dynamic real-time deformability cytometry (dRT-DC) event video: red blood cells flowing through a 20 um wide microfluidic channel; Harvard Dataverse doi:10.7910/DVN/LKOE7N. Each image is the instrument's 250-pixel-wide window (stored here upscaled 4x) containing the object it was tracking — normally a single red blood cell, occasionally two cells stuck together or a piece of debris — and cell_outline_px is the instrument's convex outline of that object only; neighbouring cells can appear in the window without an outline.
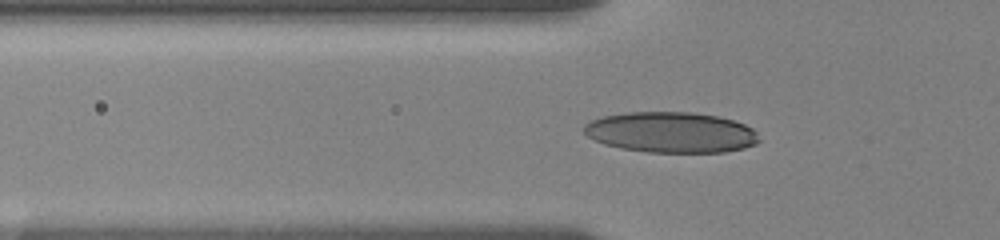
{"species": "human", "species_latin": "Homo sapiens", "temperature_condition": "room temperature", "stored_images_in_passage": 74, "camera_frame_rate_fps": 3000, "um_per_image_px": 0.085, "donor": {"sex": "female"}, "frame": {"image": 1, "passage_image": 2, "time_ms": 0.333, "image_size_px": [1000, 240], "cell_outline_px": [[760, 140], [756, 144], [744, 148], [724, 152], [648, 152], [620, 148], [604, 144], [588, 136], [584, 132], [584, 124], [592, 120], [604, 116], [628, 112], [692, 112], [716, 116], [732, 120], [744, 124], [752, 128], [756, 132]], "centroid_in_image_um": [57.05, 11.25], "position_along_channel_um": 68.8, "area_um2": 41.38}}
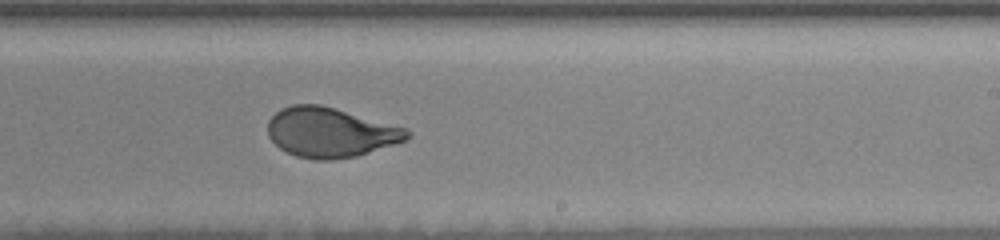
{"frame": {"image": 2, "passage_image": 43, "time_ms": 5.667, "image_size_px": [1000, 240], "cell_outline_px": [[412, 136], [408, 140], [356, 156], [332, 160], [316, 160], [296, 156], [280, 148], [268, 136], [268, 120], [280, 108], [292, 104], [320, 104], [408, 128], [412, 132]], "centroid_in_image_um": [28.11, 11.25], "position_along_channel_um": 260.9, "area_um2": 40.58}}
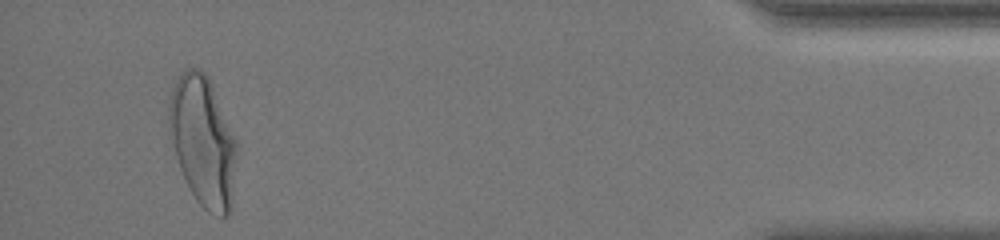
{"frame": {"image": 3, "passage_image": 72, "time_ms": 11.667, "image_size_px": [1000, 240], "cell_outline_px": [[236, 152], [232, 208], [228, 216], [220, 216], [208, 212], [196, 200], [180, 168], [168, 132], [168, 104], [172, 88], [180, 72], [184, 68], [200, 68], [208, 76], [236, 140]], "centroid_in_image_um": [17.23, 11.98], "position_along_channel_um": 418.0, "area_um2": 51.21}, "authors_computed_cell_mechanics": {"area_um2": 40.9513, "velocity_mm_per_s": 3.6139, "shape_relaxation_time_tau1_ms": 4.5182, "shape_relaxation_time_tau2_ms": null, "deformation_change_tau1": 0.1889, "deformation_change_tau2": null}}